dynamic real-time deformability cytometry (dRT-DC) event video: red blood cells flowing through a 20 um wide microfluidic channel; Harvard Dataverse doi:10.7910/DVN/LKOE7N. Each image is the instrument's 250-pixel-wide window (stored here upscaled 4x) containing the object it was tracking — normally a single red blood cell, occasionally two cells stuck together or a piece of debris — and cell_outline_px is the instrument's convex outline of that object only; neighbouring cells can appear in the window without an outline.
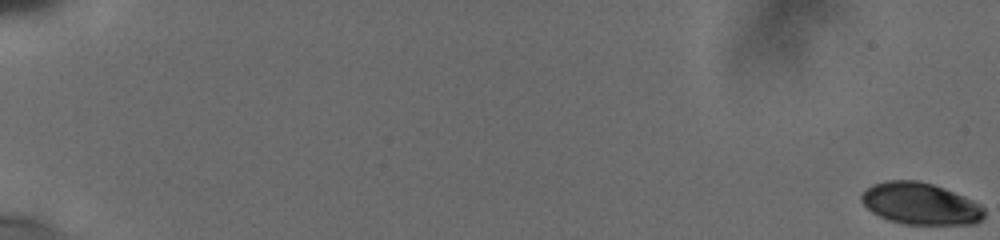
{"species": "human", "species_latin": "Homo sapiens", "temperature_condition": "cold", "stored_images_in_passage": 43, "camera_frame_rate_fps": 3000, "um_per_image_px": 0.085, "donor": {"sex": "male"}, "frame": {"image": 1, "passage_image": 1, "time_ms": 0.0, "image_size_px": [1000, 240], "cell_outline_px": [[984, 216], [976, 224], [904, 224], [888, 220], [872, 212], [860, 200], [860, 196], [864, 188], [872, 184], [884, 180], [920, 180], [944, 188], [964, 196], [980, 204], [984, 208]], "centroid_in_image_um": [78.2, 17.3], "position_along_channel_um": 6.8, "area_um2": 30.11}}
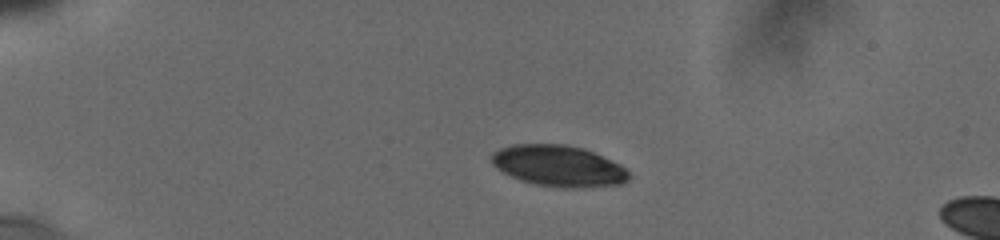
{"frame": {"image": 2, "passage_image": 29, "time_ms": 5.0, "image_size_px": [1000, 240], "cell_outline_px": [[632, 176], [624, 184], [580, 188], [564, 188], [536, 184], [520, 180], [496, 168], [488, 160], [492, 152], [500, 148], [512, 144], [564, 144], [584, 148], [620, 164]], "centroid_in_image_um": [47.47, 14.1], "position_along_channel_um": 37.5, "area_um2": 33.23}}